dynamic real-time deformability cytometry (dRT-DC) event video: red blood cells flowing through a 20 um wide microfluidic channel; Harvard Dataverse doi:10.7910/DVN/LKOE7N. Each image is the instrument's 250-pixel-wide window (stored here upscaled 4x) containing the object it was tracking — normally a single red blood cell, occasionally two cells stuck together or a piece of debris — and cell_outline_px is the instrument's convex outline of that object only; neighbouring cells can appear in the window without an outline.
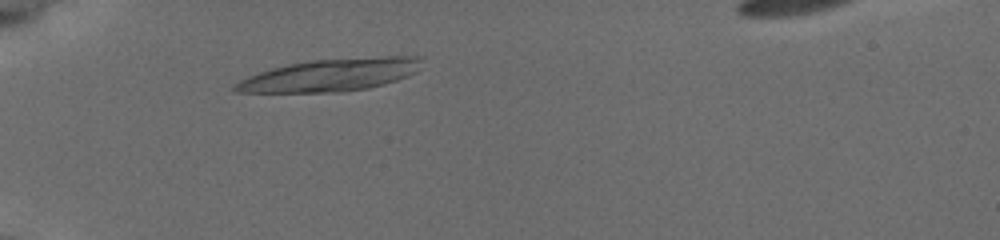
{"species": "common noctule bat (a hibernating species)", "species_latin": "Nyctalus noctula", "temperature_condition": "cold", "stored_images_in_passage": 6, "camera_frame_rate_fps": 3000, "um_per_image_px": 0.085, "animal": {"sex": "female", "body_mass_g": 19.5, "forearm_length_mm": 54.1}, "frame": {"image": 1, "passage_image": 2, "time_ms": 0.667, "image_size_px": [1000, 240], "cell_outline_px": [[416, 60], [412, 72], [396, 80], [384, 84], [368, 88], [344, 92], [236, 92], [232, 88], [240, 80], [260, 72], [292, 64], [312, 60], [388, 56], [408, 56]], "centroid_in_image_um": [27.97, 6.4], "position_along_channel_um": 57.0, "area_um2": 33.93}}